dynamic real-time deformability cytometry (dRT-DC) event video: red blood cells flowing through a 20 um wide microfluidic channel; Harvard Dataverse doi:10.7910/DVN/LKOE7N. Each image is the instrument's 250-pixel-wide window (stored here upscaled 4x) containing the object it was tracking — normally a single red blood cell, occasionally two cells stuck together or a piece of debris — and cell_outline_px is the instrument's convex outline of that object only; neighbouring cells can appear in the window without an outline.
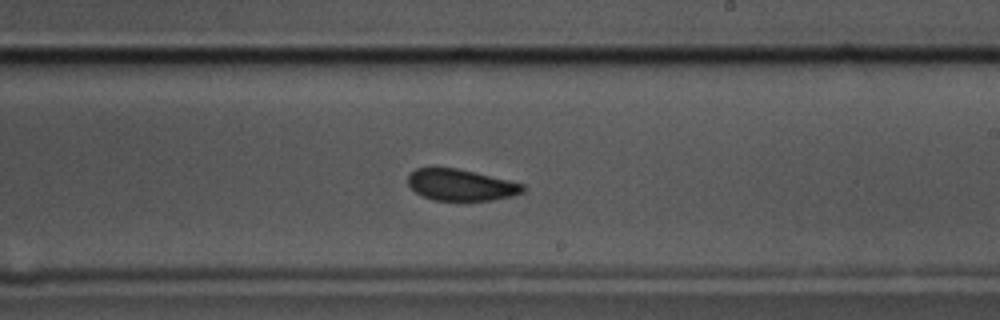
{"species": "common noctule bat (a hibernating species)", "species_latin": "Nyctalus noctula", "temperature_condition": "cold", "stored_images_in_passage": 55, "camera_frame_rate_fps": 3000, "um_per_image_px": 0.085, "animal": {"sex": "male", "body_mass_g": 17.5, "forearm_length_mm": 52.3}, "frame": {"image": 1, "passage_image": 32, "time_ms": 10.333, "image_size_px": [1000, 320], "cell_outline_px": [[524, 192], [512, 196], [492, 200], [432, 200], [420, 196], [408, 184], [408, 176], [416, 168], [456, 168], [508, 180], [524, 184]], "centroid_in_image_um": [39.16, 15.73], "position_along_channel_um": 249.8, "area_um2": 20.87}}
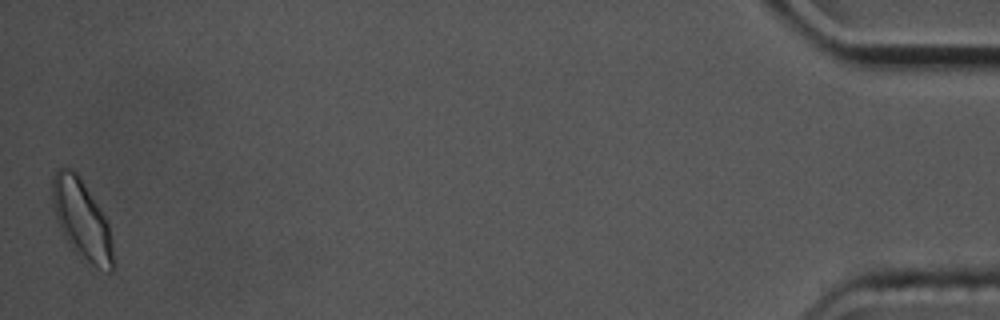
{"frame": {"image": 2, "passage_image": 55, "time_ms": 18.0, "image_size_px": [1000, 320], "cell_outline_px": [[116, 264], [112, 272], [108, 272], [80, 260], [64, 236], [56, 220], [52, 204], [52, 176], [56, 168], [68, 168], [76, 172], [100, 208], [108, 224], [112, 240]], "centroid_in_image_um": [6.96, 18.73], "position_along_channel_um": 428.2, "area_um2": 28.61}, "authors_computed_cell_mechanics": {"area_um2": 22.3686, "velocity_mm_per_s": 3.5522, "shape_relaxation_time_tau1_ms": 3.6781, "shape_relaxation_time_tau2_ms": 1.4005, "deformation_change_tau1": 0.0843, "deformation_change_tau2": 0.0684}}